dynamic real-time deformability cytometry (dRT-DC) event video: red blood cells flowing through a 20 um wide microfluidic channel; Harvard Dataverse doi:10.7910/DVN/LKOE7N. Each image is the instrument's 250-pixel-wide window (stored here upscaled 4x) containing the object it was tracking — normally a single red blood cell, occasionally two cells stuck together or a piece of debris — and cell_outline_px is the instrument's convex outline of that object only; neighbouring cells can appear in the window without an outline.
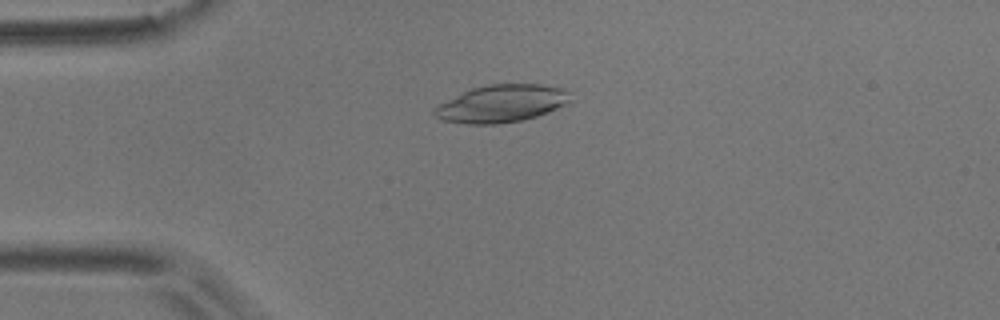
{"species": "common noctule bat (a hibernating species)", "species_latin": "Nyctalus noctula", "temperature_condition": "room temperature", "stored_images_in_passage": 54, "camera_frame_rate_fps": 3000, "um_per_image_px": 0.085, "animal": {"sex": "male", "body_mass_g": 17.9}, "frame": {"image": 1, "passage_image": 13, "time_ms": 4.0, "image_size_px": [1000, 320], "cell_outline_px": [[572, 100], [568, 104], [548, 112], [524, 120], [496, 124], [468, 124], [444, 120], [436, 116], [432, 112], [432, 108], [472, 88], [488, 84], [540, 84], [564, 88], [568, 92]], "centroid_in_image_um": [42.68, 8.8], "position_along_channel_um": 42.3, "area_um2": 29.59}}
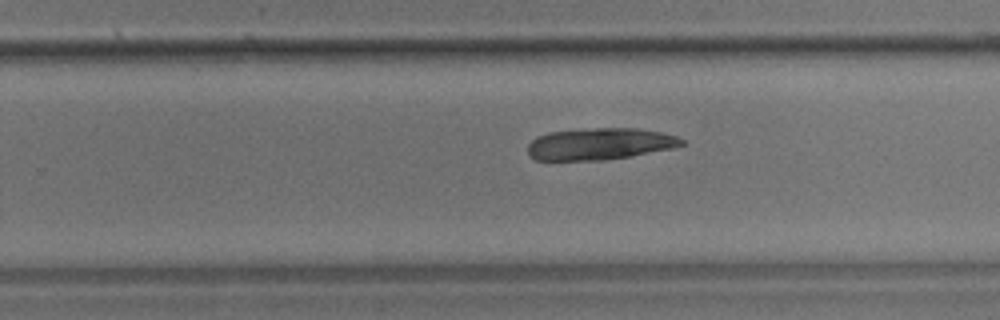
{"frame": {"image": 2, "passage_image": 34, "time_ms": 11.0, "image_size_px": [1000, 320], "cell_outline_px": [[684, 144], [672, 148], [628, 156], [604, 160], [536, 160], [528, 156], [528, 144], [536, 136], [548, 132], [596, 128], [636, 128], [660, 132], [676, 136], [684, 140]], "centroid_in_image_um": [50.93, 12.23], "position_along_channel_um": 278.9, "area_um2": 28.32}}
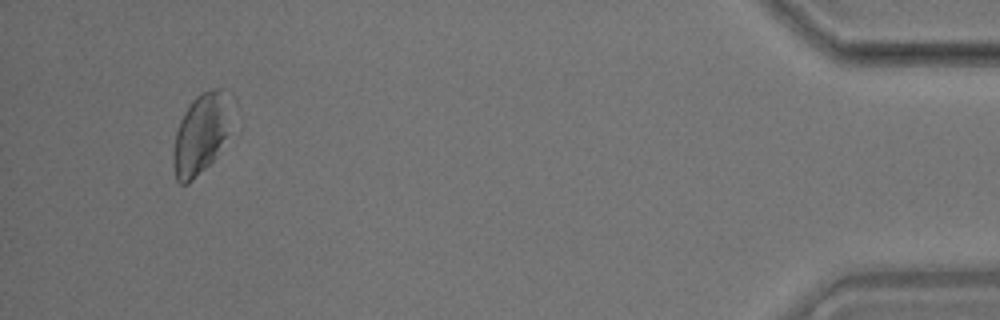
{"frame": {"image": 3, "passage_image": 51, "time_ms": 16.667, "image_size_px": [1000, 320], "cell_outline_px": [[232, 96], [224, 136], [212, 160], [188, 184], [180, 184], [176, 180], [172, 152], [176, 132], [180, 120], [184, 112], [192, 100], [200, 92], [212, 88], [224, 88], [232, 92]], "centroid_in_image_um": [17.03, 11.3], "position_along_channel_um": 418.2, "area_um2": 26.65}}